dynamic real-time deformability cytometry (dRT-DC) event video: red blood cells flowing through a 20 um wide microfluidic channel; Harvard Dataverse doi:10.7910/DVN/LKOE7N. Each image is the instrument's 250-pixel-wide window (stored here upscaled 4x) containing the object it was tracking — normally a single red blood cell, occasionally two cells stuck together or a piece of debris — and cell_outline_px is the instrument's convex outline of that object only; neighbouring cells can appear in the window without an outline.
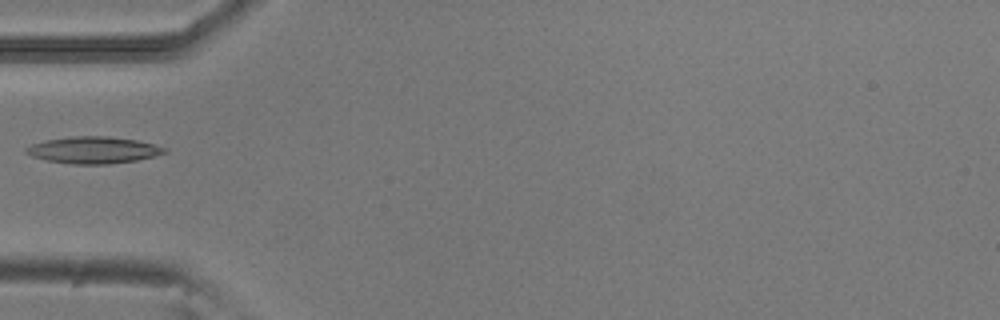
{"species": "common noctule bat (a hibernating species)", "species_latin": "Nyctalus noctula", "temperature_condition": "room temperature", "stored_images_in_passage": 6, "camera_frame_rate_fps": 3000, "um_per_image_px": 0.085, "animal": {"sex": "male", "body_mass_g": 20.5, "forearm_length_mm": 52.5}, "frame": {"image": 1, "passage_image": 5, "time_ms": 1.333, "image_size_px": [1000, 320], "cell_outline_px": [[168, 152], [136, 160], [108, 164], [72, 164], [48, 160], [32, 156], [24, 152], [24, 148], [32, 144], [44, 140], [76, 136], [108, 136], [136, 140], [168, 148]], "centroid_in_image_um": [7.92, 12.75], "position_along_channel_um": 77.1, "area_um2": 21.44}}
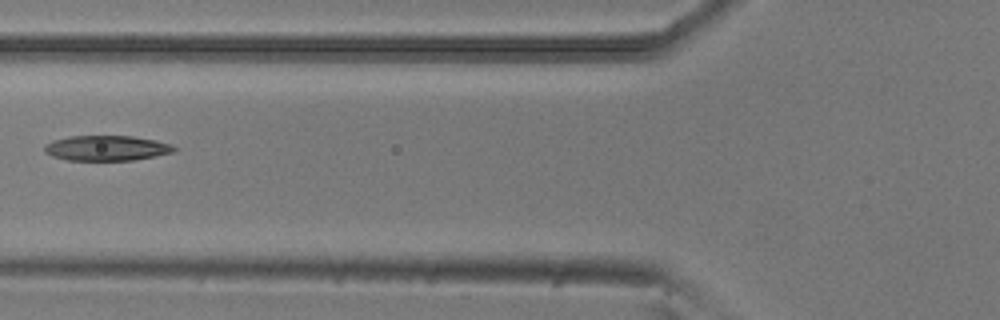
{"frame": {"image": 2, "passage_image": 6, "time_ms": 1.667, "image_size_px": [1000, 320], "cell_outline_px": [[176, 148], [172, 152], [156, 156], [132, 160], [68, 160], [52, 156], [44, 152], [44, 144], [52, 140], [68, 136], [132, 136], [156, 140], [172, 144]], "centroid_in_image_um": [9.03, 12.58], "position_along_channel_um": 116.8, "area_um2": 19.07}}